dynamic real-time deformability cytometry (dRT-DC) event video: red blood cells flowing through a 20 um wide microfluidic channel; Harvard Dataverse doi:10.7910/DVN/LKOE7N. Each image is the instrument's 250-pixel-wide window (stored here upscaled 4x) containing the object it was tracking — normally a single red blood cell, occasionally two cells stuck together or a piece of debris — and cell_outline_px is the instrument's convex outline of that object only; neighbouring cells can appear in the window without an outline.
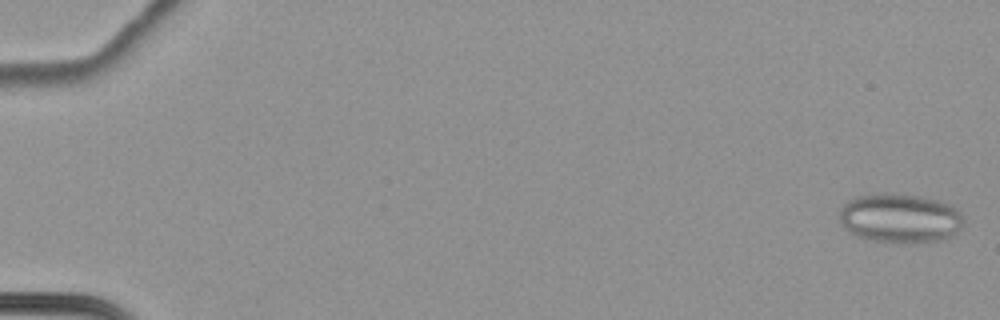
{"species": "common noctule bat (a hibernating species)", "species_latin": "Nyctalus noctula", "temperature_condition": "cold", "stored_images_in_passage": 66, "camera_frame_rate_fps": 3000, "um_per_image_px": 0.085, "animal": {"sex": "female", "body_mass_g": 22.7, "forearm_length_mm": 54.2}, "frame": {"image": 1, "passage_image": 2, "time_ms": 0.333, "image_size_px": [1000, 320], "cell_outline_px": [[964, 224], [952, 236], [944, 240], [908, 244], [872, 240], [856, 236], [848, 232], [840, 224], [840, 208], [848, 200], [856, 196], [880, 192], [892, 192], [920, 196], [940, 200], [952, 204], [960, 212], [964, 220]], "centroid_in_image_um": [76.51, 18.54], "position_along_channel_um": 8.5, "area_um2": 36.65}}
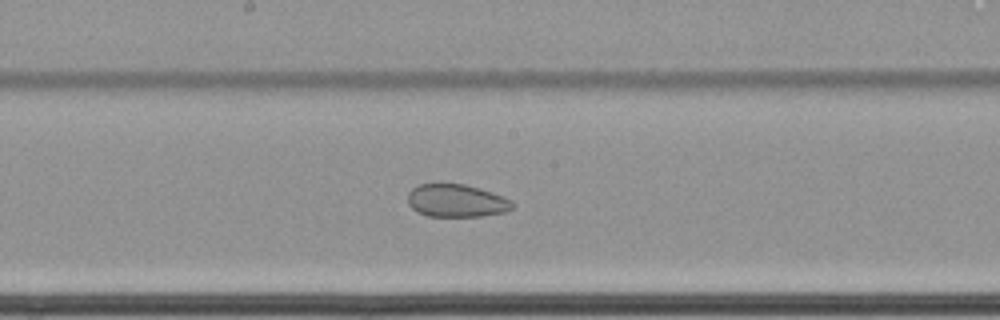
{"frame": {"image": 2, "passage_image": 39, "time_ms": 12.667, "image_size_px": [1000, 320], "cell_outline_px": [[516, 208], [504, 212], [480, 216], [428, 216], [416, 212], [408, 204], [408, 192], [416, 184], [464, 184], [480, 188], [492, 192], [512, 200], [516, 204]], "centroid_in_image_um": [38.81, 17.06], "position_along_channel_um": 209.4, "area_um2": 20.23}}
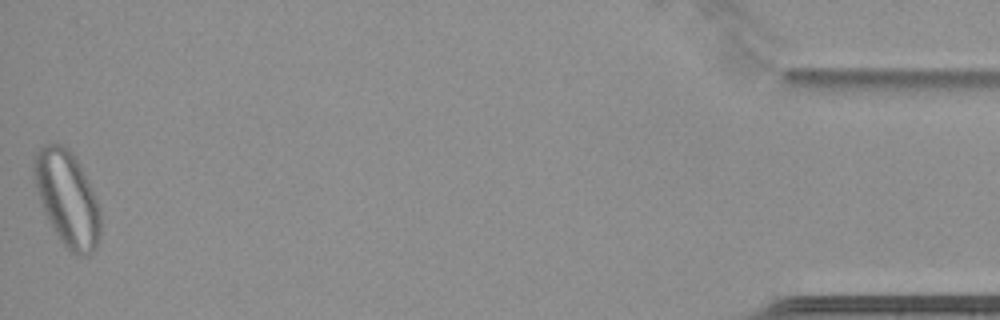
{"frame": {"image": 3, "passage_image": 66, "time_ms": 21.667, "image_size_px": [1000, 320], "cell_outline_px": [[100, 240], [96, 248], [88, 256], [76, 256], [68, 252], [60, 240], [48, 220], [40, 200], [36, 188], [32, 168], [32, 160], [36, 152], [44, 144], [64, 144], [72, 152], [100, 208]], "centroid_in_image_um": [5.7, 16.91], "position_along_channel_um": 429.5, "area_um2": 36.7}}